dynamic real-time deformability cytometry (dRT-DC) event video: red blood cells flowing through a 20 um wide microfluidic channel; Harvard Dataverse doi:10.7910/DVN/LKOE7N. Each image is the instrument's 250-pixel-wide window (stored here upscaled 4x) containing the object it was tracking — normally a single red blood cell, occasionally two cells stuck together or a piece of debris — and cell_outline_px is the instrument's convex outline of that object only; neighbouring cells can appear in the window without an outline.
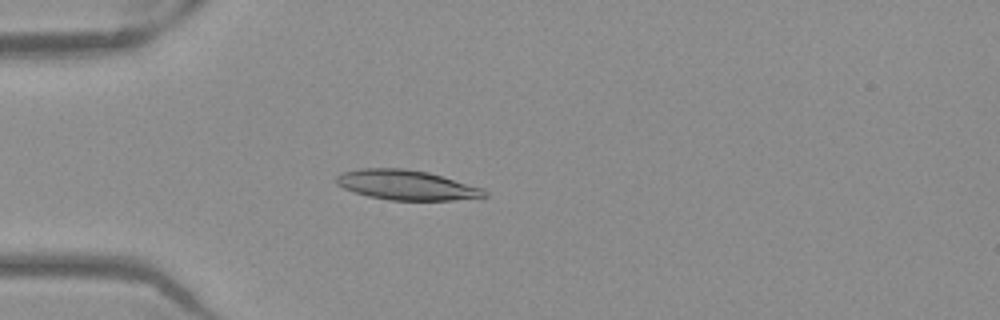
{"species": "Egyptian fruit bat (a non-hibernating species)", "species_latin": "Rousettus aegyptiacus", "temperature_condition": "warm", "stored_images_in_passage": 52, "camera_frame_rate_fps": 3000, "um_per_image_px": 0.085, "frame": {"image": 1, "passage_image": 15, "time_ms": 4.667, "image_size_px": [1000, 320], "cell_outline_px": [[488, 196], [452, 200], [388, 200], [368, 196], [344, 188], [336, 184], [336, 176], [340, 172], [360, 168], [404, 168], [428, 172], [484, 188], [488, 192]], "centroid_in_image_um": [34.54, 15.72], "position_along_channel_um": 50.5, "area_um2": 25.84}}
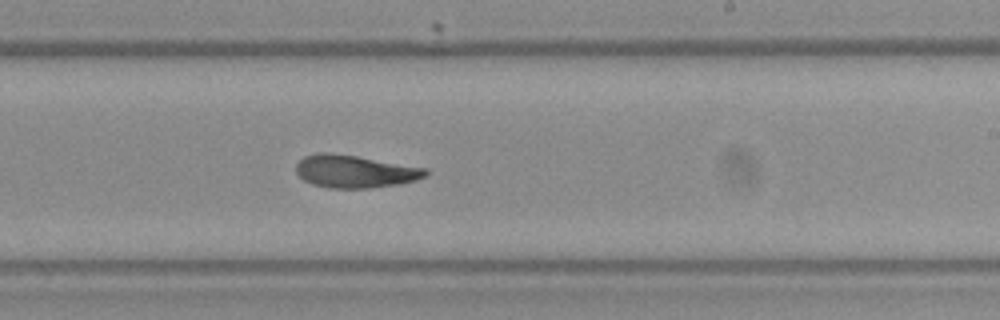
{"frame": {"image": 2, "passage_image": 32, "time_ms": 10.333, "image_size_px": [1000, 320], "cell_outline_px": [[428, 176], [416, 180], [400, 184], [368, 188], [328, 188], [312, 184], [304, 180], [296, 172], [296, 164], [304, 156], [324, 152], [328, 152], [356, 156], [428, 168]], "centroid_in_image_um": [30.19, 14.57], "position_along_channel_um": 258.8, "area_um2": 24.68}}
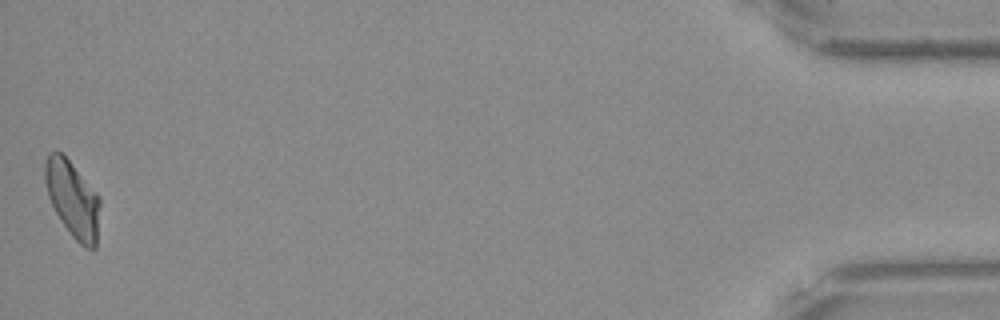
{"frame": {"image": 3, "passage_image": 52, "time_ms": 17.0, "image_size_px": [1000, 320], "cell_outline_px": [[100, 204], [96, 248], [92, 252], [84, 248], [72, 236], [60, 220], [48, 196], [44, 180], [44, 160], [48, 152], [60, 152], [68, 160], [100, 196]], "centroid_in_image_um": [6.18, 16.96], "position_along_channel_um": 429.0, "area_um2": 24.57}, "authors_computed_cell_mechanics": {"area_um2": 24.8251, "velocity_mm_per_s": 3.9178, "shape_relaxation_time_tau1_ms": null, "shape_relaxation_time_tau2_ms": 7.4028, "deformation_change_tau1": null, "deformation_change_tau2": 0.1704}}